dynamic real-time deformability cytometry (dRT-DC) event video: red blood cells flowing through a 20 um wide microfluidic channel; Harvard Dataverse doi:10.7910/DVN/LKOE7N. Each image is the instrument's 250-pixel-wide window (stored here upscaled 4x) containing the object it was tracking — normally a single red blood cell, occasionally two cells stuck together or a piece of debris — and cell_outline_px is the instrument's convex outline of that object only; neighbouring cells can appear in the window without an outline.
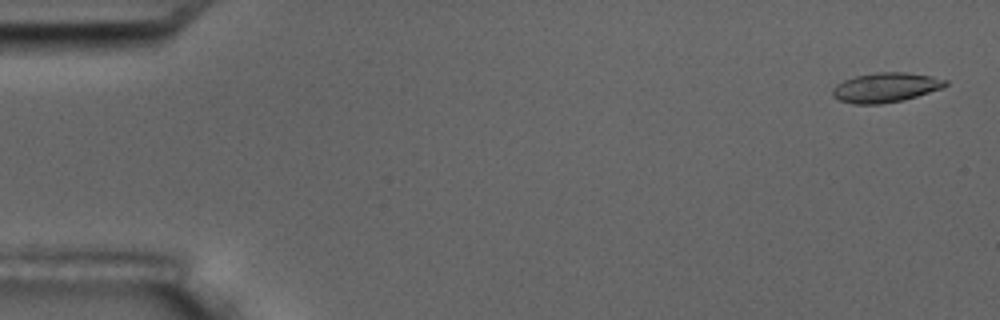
{"species": "common noctule bat (a hibernating species)", "species_latin": "Nyctalus noctula", "temperature_condition": "room temperature", "stored_images_in_passage": 6, "camera_frame_rate_fps": 3000, "um_per_image_px": 0.085, "animal": {"sex": "male", "body_mass_g": 17.5, "forearm_length_mm": 52.3}, "frame": {"image": 1, "passage_image": 1, "time_ms": 0.0, "image_size_px": [1000, 320], "cell_outline_px": [[948, 84], [940, 88], [904, 100], [880, 104], [852, 104], [840, 100], [832, 96], [832, 88], [836, 84], [844, 80], [856, 76], [876, 72], [908, 72], [932, 76], [948, 80]], "centroid_in_image_um": [75.26, 7.43], "position_along_channel_um": 9.7, "area_um2": 19.48}}
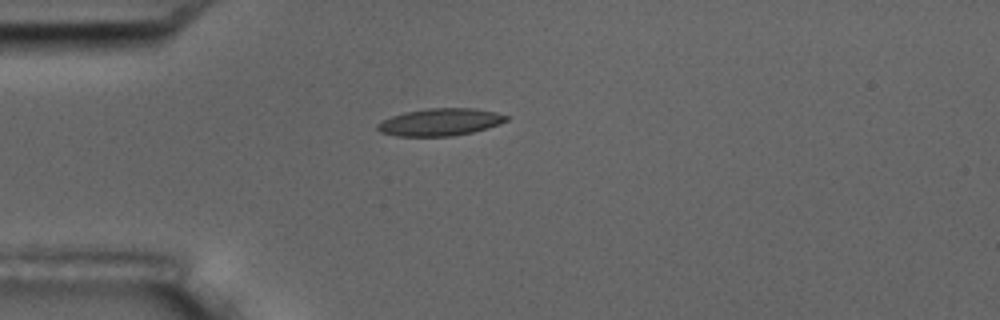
{"frame": {"image": 2, "passage_image": 4, "time_ms": 4.333, "image_size_px": [1000, 320], "cell_outline_px": [[508, 120], [500, 124], [488, 128], [472, 132], [452, 136], [396, 136], [380, 132], [376, 128], [376, 124], [392, 116], [404, 112], [428, 108], [476, 108], [496, 112], [508, 116]], "centroid_in_image_um": [37.42, 10.37], "position_along_channel_um": 47.6, "area_um2": 20.58}}